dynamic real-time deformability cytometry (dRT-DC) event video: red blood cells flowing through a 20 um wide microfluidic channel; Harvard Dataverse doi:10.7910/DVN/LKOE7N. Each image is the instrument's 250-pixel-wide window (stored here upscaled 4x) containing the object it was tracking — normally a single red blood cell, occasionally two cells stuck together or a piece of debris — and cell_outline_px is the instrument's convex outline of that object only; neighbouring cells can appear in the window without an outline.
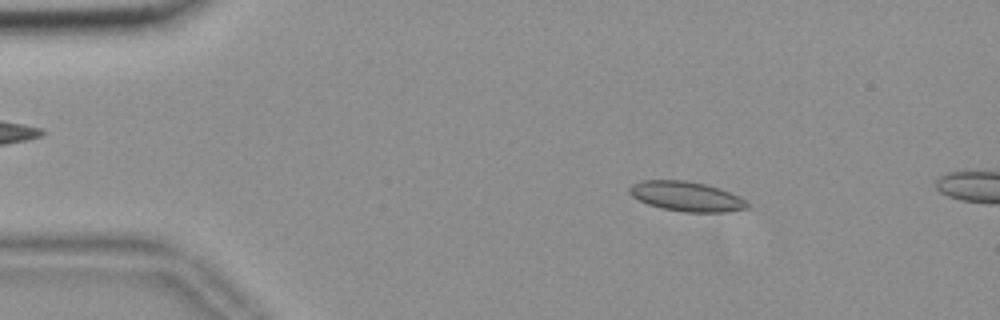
{"species": "common noctule bat (a hibernating species)", "species_latin": "Nyctalus noctula", "temperature_condition": "room temperature", "stored_images_in_passage": 57, "camera_frame_rate_fps": 3000, "um_per_image_px": 0.085, "animal": {"sex": "female", "body_mass_g": 18.4}, "frame": {"image": 1, "passage_image": 10, "time_ms": 3.0, "image_size_px": [1000, 320], "cell_outline_px": [[748, 208], [724, 212], [684, 212], [660, 208], [648, 204], [632, 196], [628, 192], [628, 188], [632, 184], [644, 180], [684, 180], [704, 184], [720, 188], [740, 196], [748, 204]], "centroid_in_image_um": [58.33, 16.69], "position_along_channel_um": 26.7, "area_um2": 20.4}}
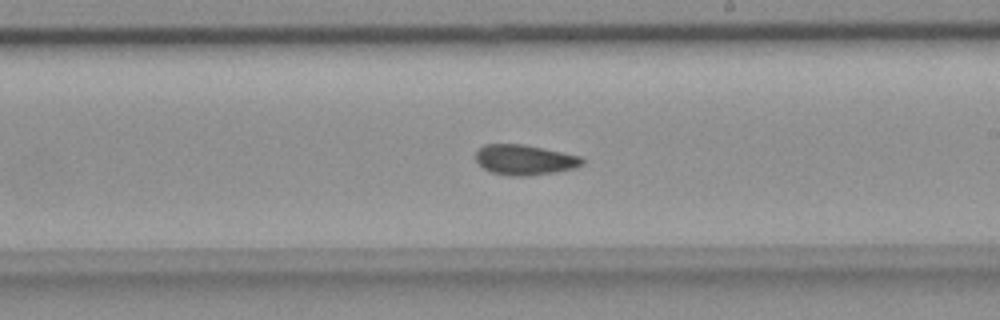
{"frame": {"image": 2, "passage_image": 33, "time_ms": 10.667, "image_size_px": [1000, 320], "cell_outline_px": [[584, 164], [576, 168], [556, 172], [524, 176], [512, 176], [492, 172], [484, 168], [476, 160], [476, 152], [484, 144], [524, 144], [580, 156], [584, 160]], "centroid_in_image_um": [44.62, 13.58], "position_along_channel_um": 244.4, "area_um2": 18.67}}
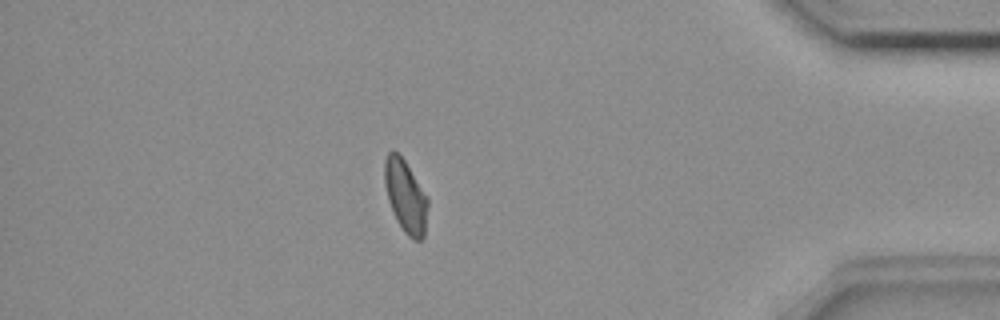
{"frame": {"image": 3, "passage_image": 49, "time_ms": 16.0, "image_size_px": [1000, 320], "cell_outline_px": [[428, 204], [424, 236], [420, 240], [412, 240], [404, 232], [396, 220], [388, 200], [384, 184], [384, 160], [388, 152], [392, 148], [404, 160], [428, 196]], "centroid_in_image_um": [34.46, 16.67], "position_along_channel_um": 400.7, "area_um2": 18.44}}